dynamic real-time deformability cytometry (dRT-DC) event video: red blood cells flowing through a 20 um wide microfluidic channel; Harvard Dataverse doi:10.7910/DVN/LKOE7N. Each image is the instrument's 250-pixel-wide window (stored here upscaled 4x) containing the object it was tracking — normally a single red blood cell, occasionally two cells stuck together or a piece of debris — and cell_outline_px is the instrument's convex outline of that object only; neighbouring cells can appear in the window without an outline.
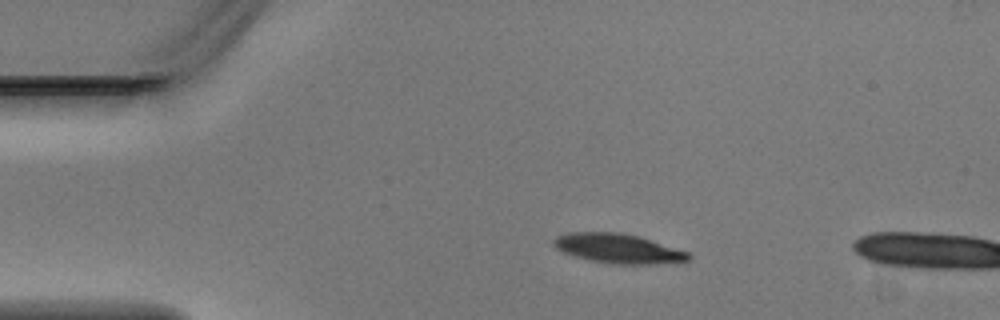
{"species": "Egyptian fruit bat (a non-hibernating species)", "species_latin": "Rousettus aegyptiacus", "temperature_condition": "warm", "stored_images_in_passage": 2, "camera_frame_rate_fps": 3000, "um_per_image_px": 0.085, "animal": {"sex": "male"}, "frame": {"image": 1, "passage_image": 1, "time_ms": 0.0, "image_size_px": [1000, 320], "cell_outline_px": [[692, 256], [688, 260], [656, 264], [612, 264], [588, 260], [564, 252], [556, 248], [552, 244], [552, 240], [556, 236], [572, 232], [616, 232], [640, 236], [688, 252]], "centroid_in_image_um": [52.52, 21.12], "position_along_channel_um": 32.5, "area_um2": 23.12}}